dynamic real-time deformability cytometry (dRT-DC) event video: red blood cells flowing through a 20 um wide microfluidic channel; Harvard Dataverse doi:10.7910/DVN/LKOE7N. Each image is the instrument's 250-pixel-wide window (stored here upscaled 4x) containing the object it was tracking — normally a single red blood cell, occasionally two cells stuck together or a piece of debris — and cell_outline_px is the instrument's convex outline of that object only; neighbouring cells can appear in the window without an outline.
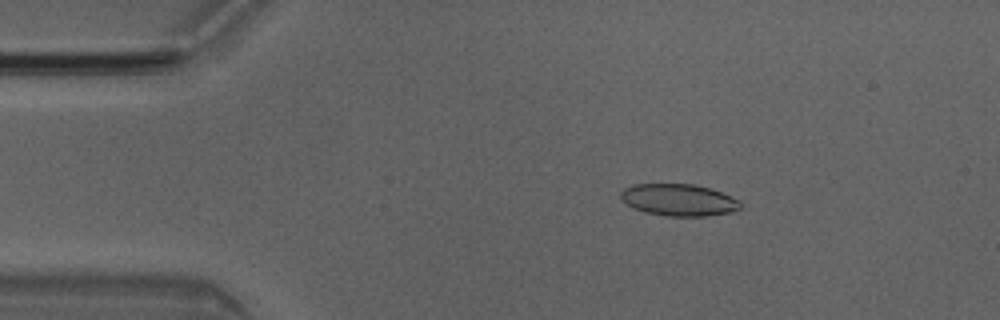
{"species": "Egyptian fruit bat (a non-hibernating species)", "species_latin": "Rousettus aegyptiacus", "temperature_condition": "room temperature", "stored_images_in_passage": 50, "camera_frame_rate_fps": 3000, "um_per_image_px": 0.085, "animal": {"sex": "male"}, "frame": {"image": 1, "passage_image": 8, "time_ms": 2.333, "image_size_px": [1000, 320], "cell_outline_px": [[740, 208], [732, 212], [708, 216], [668, 216], [644, 212], [620, 200], [620, 192], [624, 188], [636, 184], [692, 184], [708, 188], [720, 192], [740, 200]], "centroid_in_image_um": [57.68, 17.0], "position_along_channel_um": 27.3, "area_um2": 22.14}}
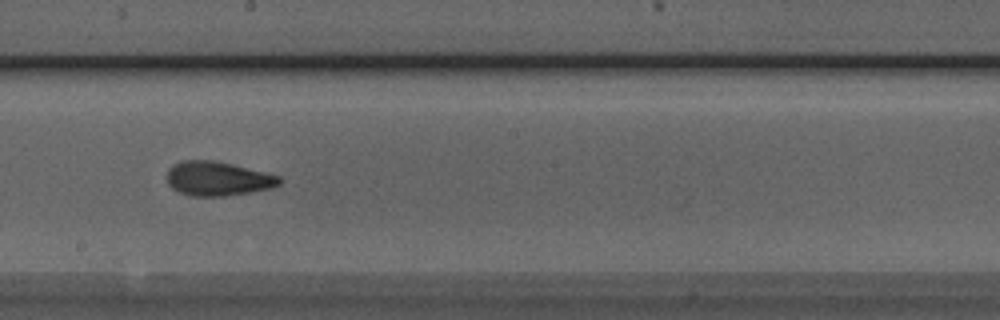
{"frame": {"image": 2, "passage_image": 27, "time_ms": 8.667, "image_size_px": [1000, 320], "cell_outline_px": [[280, 184], [268, 188], [248, 192], [224, 196], [192, 196], [180, 192], [172, 188], [168, 184], [168, 168], [172, 164], [180, 160], [212, 160], [232, 164], [280, 176]], "centroid_in_image_um": [18.45, 15.17], "position_along_channel_um": 229.7, "area_um2": 22.2}}
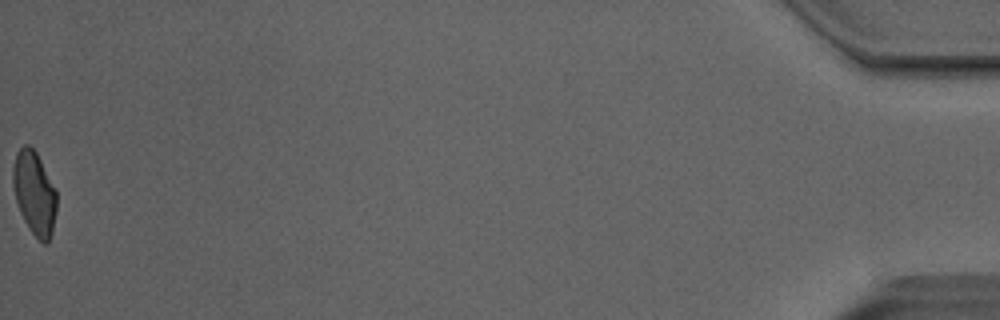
{"frame": {"image": 3, "passage_image": 50, "time_ms": 16.333, "image_size_px": [1000, 320], "cell_outline_px": [[56, 212], [52, 232], [48, 244], [44, 244], [28, 228], [20, 212], [16, 200], [12, 184], [12, 168], [16, 152], [24, 144], [28, 144], [36, 152], [56, 188]], "centroid_in_image_um": [2.92, 16.4], "position_along_channel_um": 432.3, "area_um2": 21.39}, "authors_computed_cell_mechanics": {"area_um2": 22.2241, "velocity_mm_per_s": 4.0652, "shape_relaxation_time_tau1_ms": 4.063, "shape_relaxation_time_tau2_ms": 1.439, "deformation_change_tau1": 0.1443, "deformation_change_tau2": 0.0798}}